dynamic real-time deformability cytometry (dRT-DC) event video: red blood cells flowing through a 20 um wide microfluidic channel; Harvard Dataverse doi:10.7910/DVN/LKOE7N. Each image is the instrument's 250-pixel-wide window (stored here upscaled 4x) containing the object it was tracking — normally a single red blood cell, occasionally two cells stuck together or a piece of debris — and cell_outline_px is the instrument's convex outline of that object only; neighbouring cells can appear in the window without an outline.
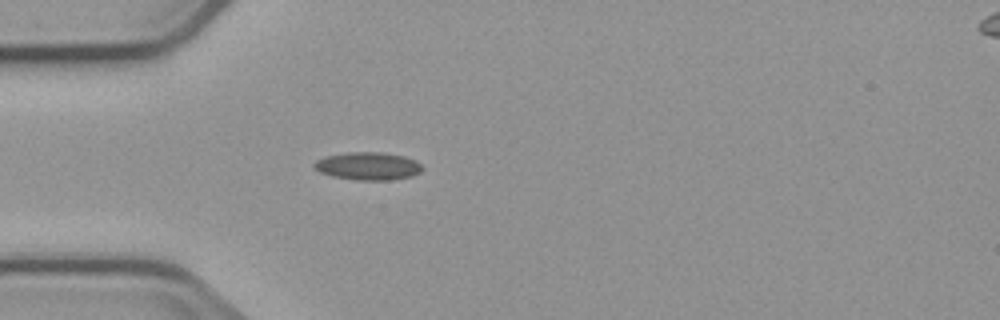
{"species": "common noctule bat (a hibernating species)", "species_latin": "Nyctalus noctula", "temperature_condition": "cold", "stored_images_in_passage": 2, "camera_frame_rate_fps": 3000, "um_per_image_px": 0.085, "animal": {"sex": "male", "body_mass_g": 23.1, "forearm_length_mm": 52.7}, "frame": {"image": 1, "passage_image": 2, "time_ms": 1.333, "image_size_px": [1000, 320], "cell_outline_px": [[420, 172], [412, 176], [388, 180], [356, 180], [332, 176], [320, 172], [312, 164], [316, 160], [324, 156], [348, 152], [380, 152], [404, 156], [416, 160], [420, 164]], "centroid_in_image_um": [31.25, 14.11], "position_along_channel_um": 53.8, "area_um2": 17.46}}